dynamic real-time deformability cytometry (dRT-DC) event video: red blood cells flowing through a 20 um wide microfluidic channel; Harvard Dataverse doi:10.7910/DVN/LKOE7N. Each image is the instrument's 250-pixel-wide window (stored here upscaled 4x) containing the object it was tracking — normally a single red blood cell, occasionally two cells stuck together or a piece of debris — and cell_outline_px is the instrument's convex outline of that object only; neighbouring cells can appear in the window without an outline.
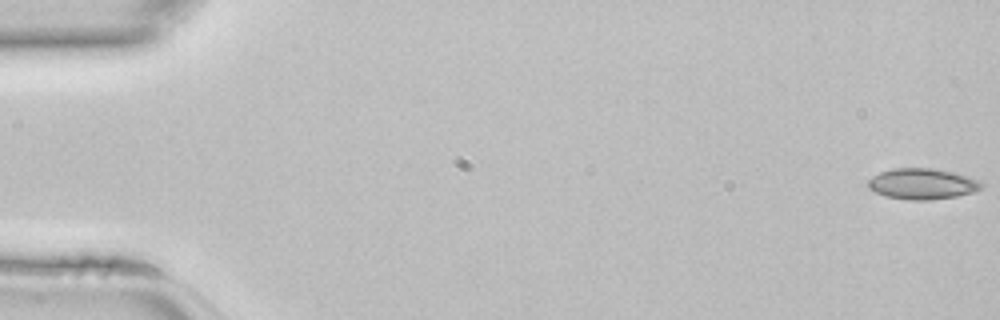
{"species": "common noctule bat (a hibernating species)", "species_latin": "Nyctalus noctula", "temperature_condition": "room temperature", "stored_images_in_passage": 45, "camera_frame_rate_fps": 3000, "um_per_image_px": 0.085, "animal": {"sex": "female", "body_mass_g": 22.7, "forearm_length_mm": 54.2}, "frame": {"image": 1, "passage_image": 1, "time_ms": 0.0, "image_size_px": [1000, 320], "cell_outline_px": [[984, 188], [976, 192], [956, 196], [928, 200], [908, 200], [888, 196], [876, 192], [868, 188], [868, 180], [872, 176], [880, 172], [892, 168], [932, 168], [952, 172], [968, 176], [984, 184]], "centroid_in_image_um": [78.41, 15.62], "position_along_channel_um": 6.6, "area_um2": 20.4}}
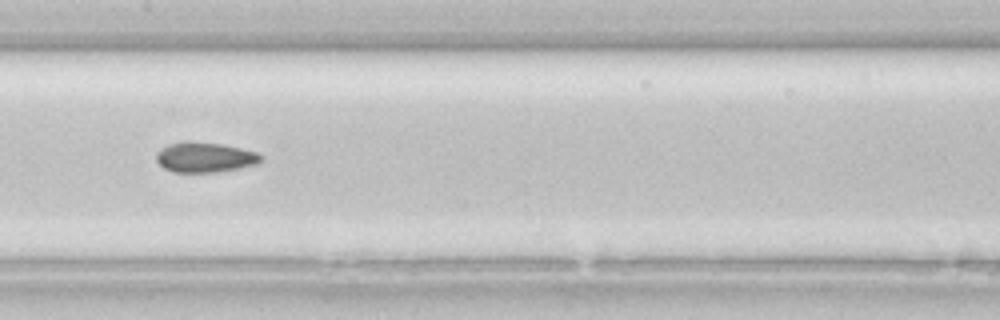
{"frame": {"image": 2, "passage_image": 23, "time_ms": 7.333, "image_size_px": [1000, 320], "cell_outline_px": [[264, 160], [260, 164], [216, 172], [172, 172], [164, 168], [156, 160], [156, 152], [160, 148], [168, 144], [188, 140], [220, 144], [240, 148], [256, 152], [264, 156]], "centroid_in_image_um": [17.42, 13.36], "position_along_channel_um": 190.0, "area_um2": 18.61}}
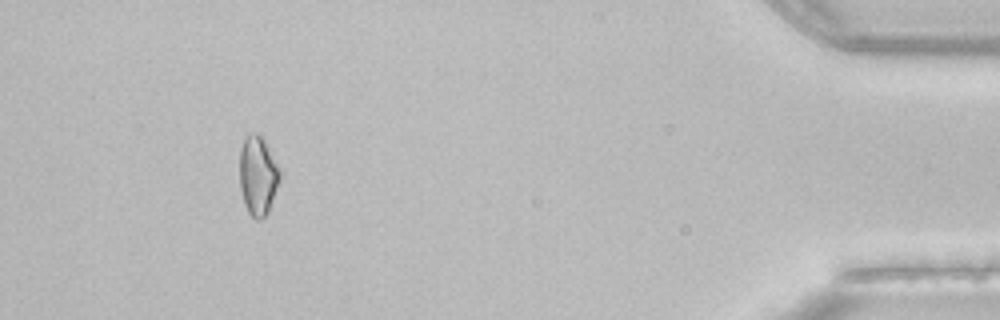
{"frame": {"image": 3, "passage_image": 42, "time_ms": 13.667, "image_size_px": [1000, 320], "cell_outline_px": [[280, 180], [268, 212], [260, 220], [256, 220], [248, 212], [244, 204], [240, 188], [240, 148], [244, 140], [252, 132], [256, 132], [264, 140], [280, 172]], "centroid_in_image_um": [21.9, 14.96], "position_along_channel_um": 413.3, "area_um2": 18.26}}